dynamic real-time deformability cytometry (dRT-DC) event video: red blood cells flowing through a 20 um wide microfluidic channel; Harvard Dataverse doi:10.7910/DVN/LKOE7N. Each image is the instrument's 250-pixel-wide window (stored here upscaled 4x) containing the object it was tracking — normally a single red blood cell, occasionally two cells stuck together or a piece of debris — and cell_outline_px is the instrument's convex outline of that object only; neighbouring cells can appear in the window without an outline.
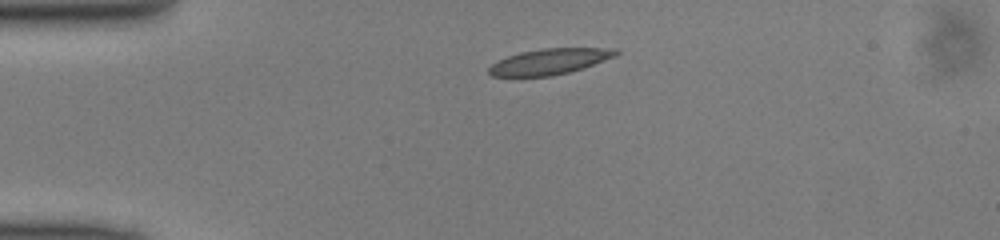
{"species": "common noctule bat (a hibernating species)", "species_latin": "Nyctalus noctula", "temperature_condition": "cold", "stored_images_in_passage": 39, "camera_frame_rate_fps": 3000, "um_per_image_px": 0.085, "animal": {"sex": "male", "body_mass_g": 13.0, "forearm_length_mm": 53.1}, "frame": {"image": 1, "passage_image": 1, "time_ms": 0.0, "image_size_px": [1000, 240], "cell_outline_px": [[620, 52], [616, 56], [568, 72], [552, 76], [492, 76], [488, 72], [488, 68], [496, 60], [520, 52], [544, 48], [616, 48]], "centroid_in_image_um": [46.69, 5.22], "position_along_channel_um": 38.3, "area_um2": 18.9}}
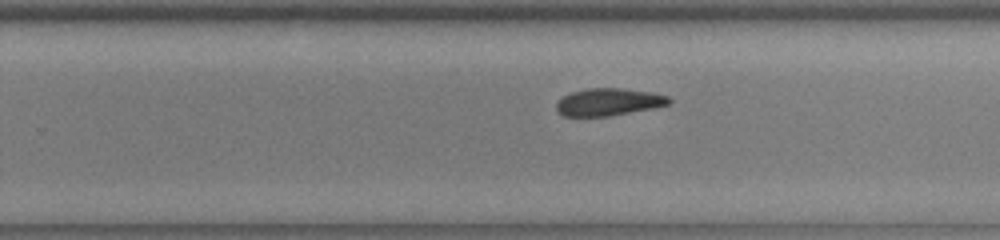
{"frame": {"image": 2, "passage_image": 21, "time_ms": 6.667, "image_size_px": [1000, 240], "cell_outline_px": [[672, 100], [668, 104], [652, 108], [608, 116], [564, 116], [556, 112], [556, 104], [564, 96], [572, 92], [588, 88], [620, 88], [652, 92], [668, 96]], "centroid_in_image_um": [51.72, 8.67], "position_along_channel_um": 278.1, "area_um2": 17.8}}
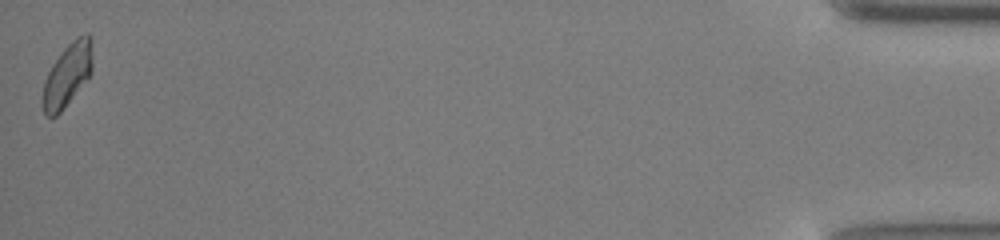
{"frame": {"image": 3, "passage_image": 39, "time_ms": 12.667, "image_size_px": [1000, 240], "cell_outline_px": [[92, 72], [64, 108], [56, 116], [48, 116], [44, 112], [40, 100], [40, 96], [44, 80], [52, 64], [60, 52], [76, 36], [84, 32], [88, 32], [92, 36]], "centroid_in_image_um": [5.71, 6.33], "position_along_channel_um": 429.5, "area_um2": 18.73}}